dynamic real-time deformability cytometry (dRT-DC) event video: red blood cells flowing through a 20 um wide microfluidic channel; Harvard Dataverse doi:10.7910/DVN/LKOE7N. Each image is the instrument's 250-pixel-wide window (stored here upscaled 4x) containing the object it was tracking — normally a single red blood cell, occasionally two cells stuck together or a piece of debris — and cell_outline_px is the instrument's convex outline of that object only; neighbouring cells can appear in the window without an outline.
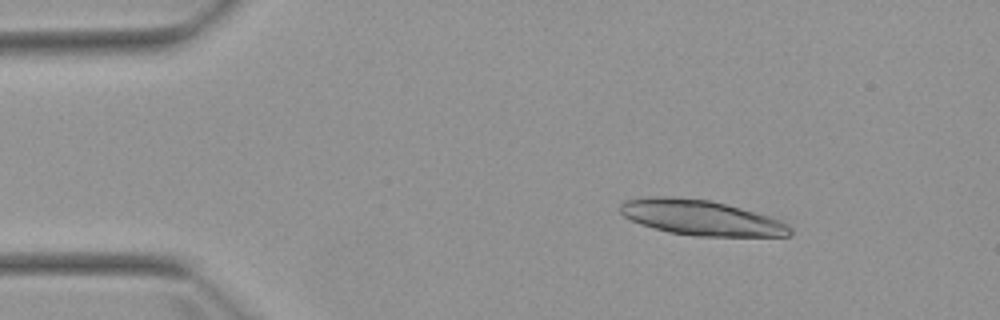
{"species": "Egyptian fruit bat (a non-hibernating species)", "species_latin": "Rousettus aegyptiacus", "temperature_condition": "warm", "stored_images_in_passage": 3, "camera_frame_rate_fps": 3000, "um_per_image_px": 0.085, "animal": {"sex": "female"}, "frame": {"image": 1, "passage_image": 1, "time_ms": 0.0, "image_size_px": [1000, 320], "cell_outline_px": [[792, 232], [788, 236], [696, 236], [668, 232], [652, 228], [640, 224], [624, 216], [620, 212], [620, 204], [624, 200], [656, 196], [668, 196], [708, 200], [740, 208], [784, 220], [792, 228]], "centroid_in_image_um": [59.6, 18.51], "position_along_channel_um": 25.4, "area_um2": 34.8}}